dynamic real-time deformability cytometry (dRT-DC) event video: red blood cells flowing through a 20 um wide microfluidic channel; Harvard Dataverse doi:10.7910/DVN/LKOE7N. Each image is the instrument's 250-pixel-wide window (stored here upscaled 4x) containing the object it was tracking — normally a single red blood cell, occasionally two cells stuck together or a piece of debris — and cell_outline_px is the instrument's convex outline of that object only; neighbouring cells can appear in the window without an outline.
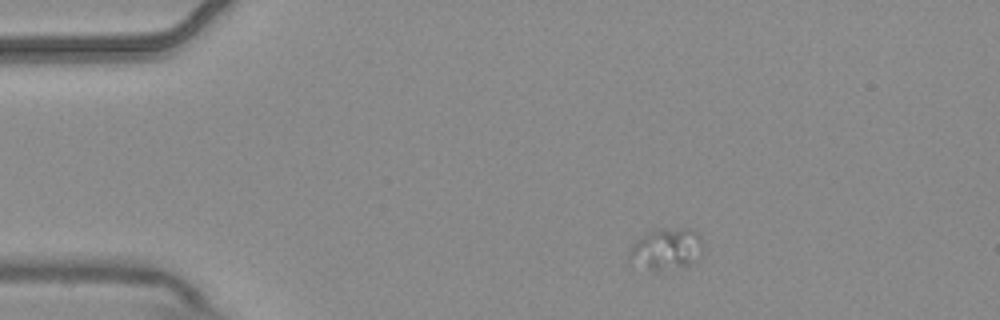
{"species": "common noctule bat (a hibernating species)", "species_latin": "Nyctalus noctula", "temperature_condition": "warm", "stored_images_in_passage": 3, "camera_frame_rate_fps": 3000, "um_per_image_px": 0.085, "animal": {"sex": "male", "body_mass_g": 20.4}, "frame": {"image": 1, "passage_image": 1, "time_ms": 0.0, "image_size_px": [1000, 320], "cell_outline_px": [[704, 248], [700, 256], [688, 264], [652, 272], [628, 256], [632, 244], [640, 236], [652, 228], [692, 228], [700, 236], [704, 244]], "centroid_in_image_um": [56.67, 21.1], "position_along_channel_um": 28.3, "area_um2": 17.86}}